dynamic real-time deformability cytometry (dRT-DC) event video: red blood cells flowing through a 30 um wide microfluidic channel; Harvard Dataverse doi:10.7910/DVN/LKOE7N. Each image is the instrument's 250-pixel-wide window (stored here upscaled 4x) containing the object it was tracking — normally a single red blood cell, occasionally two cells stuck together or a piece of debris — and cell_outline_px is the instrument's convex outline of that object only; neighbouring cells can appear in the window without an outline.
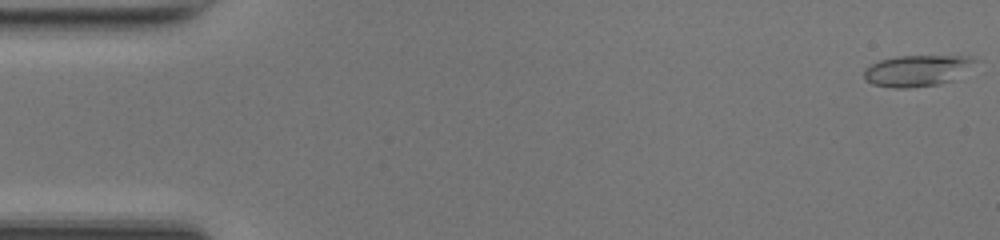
{"species": "common noctule bat (a hibernating species)", "species_latin": "Nyctalus noctula", "temperature_condition": "room temperature", "stored_images_in_passage": 49, "camera_frame_rate_fps": 3000, "um_per_image_px": 0.085, "animal": {"sex": "female", "body_mass_g": 17.0, "forearm_length_mm": 48.0}, "frame": {"image": 1, "passage_image": 1, "time_ms": 0.0, "image_size_px": [1000, 240], "cell_outline_px": [[980, 60], [952, 80], [940, 84], [908, 88], [892, 88], [872, 84], [864, 80], [864, 72], [872, 64], [880, 60], [896, 56], [968, 56]], "centroid_in_image_um": [77.94, 6.01], "position_along_channel_um": 7.1, "area_um2": 20.11}}
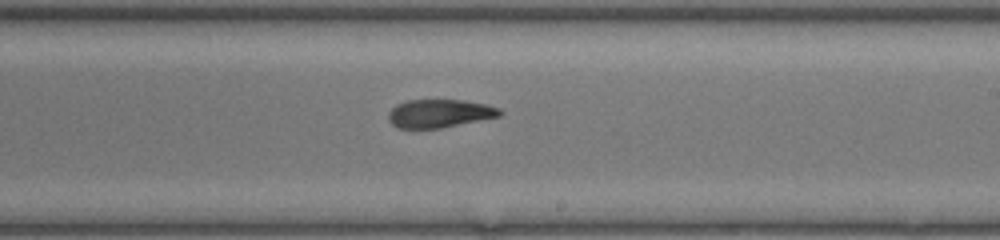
{"frame": {"image": 2, "passage_image": 29, "time_ms": 9.333, "image_size_px": [1000, 240], "cell_outline_px": [[504, 112], [500, 116], [440, 128], [396, 128], [388, 120], [388, 112], [396, 104], [408, 100], [464, 100], [484, 104], [500, 108]], "centroid_in_image_um": [37.34, 9.64], "position_along_channel_um": 251.7, "area_um2": 18.32}}
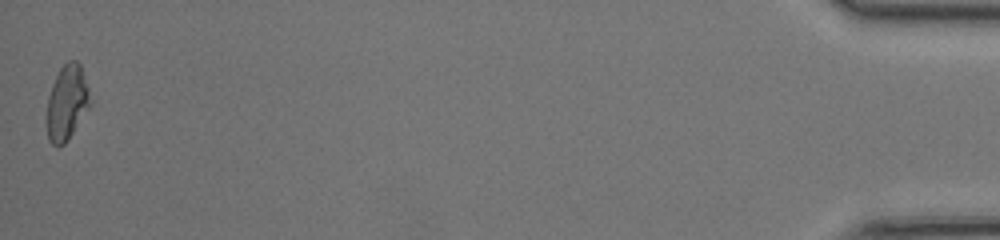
{"frame": {"image": 3, "passage_image": 49, "time_ms": 16.0, "image_size_px": [1000, 240], "cell_outline_px": [[92, 104], [68, 140], [64, 144], [52, 144], [48, 140], [48, 96], [52, 84], [60, 68], [68, 60], [76, 60], [80, 64], [92, 100]], "centroid_in_image_um": [5.72, 8.7], "position_along_channel_um": 429.5, "area_um2": 18.79}, "authors_computed_cell_mechanics": {"area_um2": 19.1896, "velocity_mm_per_s": 4.2396, "shape_relaxation_time_tau1_ms": null, "shape_relaxation_time_tau2_ms": 1.5288, "deformation_change_tau1": null, "deformation_change_tau2": 0.0859}}